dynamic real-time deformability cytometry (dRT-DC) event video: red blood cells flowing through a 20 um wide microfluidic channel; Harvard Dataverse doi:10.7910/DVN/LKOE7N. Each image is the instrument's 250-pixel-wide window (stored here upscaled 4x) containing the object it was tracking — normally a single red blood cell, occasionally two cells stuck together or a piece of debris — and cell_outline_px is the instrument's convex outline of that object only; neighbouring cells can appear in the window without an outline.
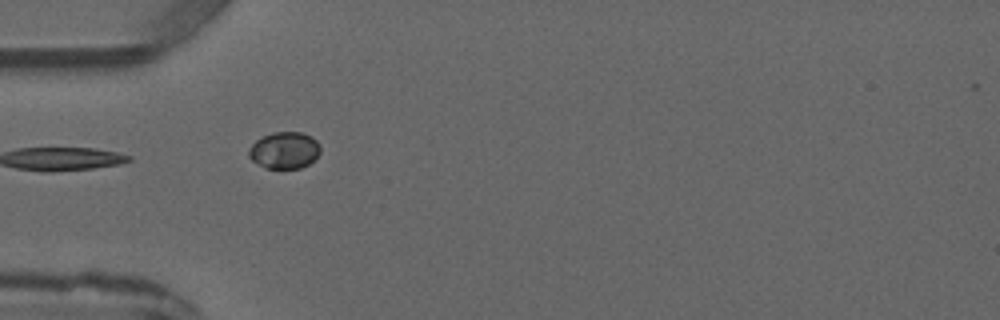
{"species": "common noctule bat (a hibernating species)", "species_latin": "Nyctalus noctula", "temperature_condition": "warm", "stored_images_in_passage": 4, "camera_frame_rate_fps": 3000, "um_per_image_px": 0.085, "animal": {"sex": "male", "forearm_length_mm": 52.5}, "frame": {"image": 1, "passage_image": 4, "time_ms": 3.667, "image_size_px": [1000, 320], "cell_outline_px": [[320, 152], [308, 164], [300, 168], [264, 168], [252, 160], [248, 156], [248, 148], [256, 140], [272, 132], [300, 132], [312, 136], [320, 144]], "centroid_in_image_um": [24.16, 12.77], "position_along_channel_um": 60.8, "area_um2": 15.32}}